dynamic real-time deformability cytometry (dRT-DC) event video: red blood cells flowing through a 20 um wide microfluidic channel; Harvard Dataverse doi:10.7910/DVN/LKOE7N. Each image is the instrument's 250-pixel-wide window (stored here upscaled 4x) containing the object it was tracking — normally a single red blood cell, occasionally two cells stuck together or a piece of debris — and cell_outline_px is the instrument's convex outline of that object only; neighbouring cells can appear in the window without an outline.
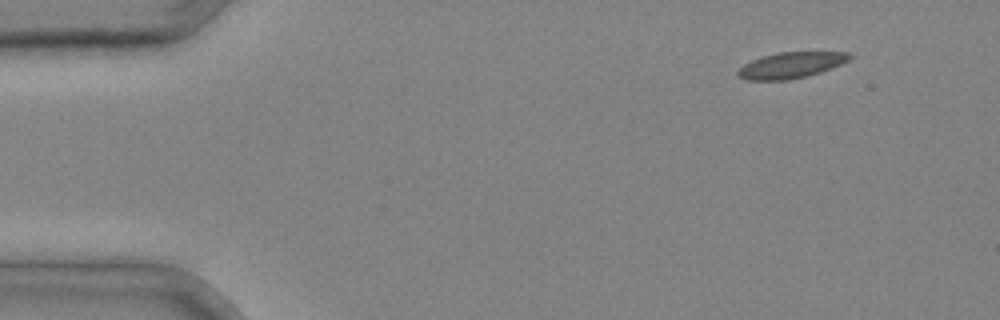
{"species": "common noctule bat (a hibernating species)", "species_latin": "Nyctalus noctula", "temperature_condition": "cold", "stored_images_in_passage": 3, "camera_frame_rate_fps": 3000, "um_per_image_px": 0.085, "animal": {"sex": "male", "body_mass_g": 20.4}, "frame": {"image": 1, "passage_image": 1, "time_ms": 0.0, "image_size_px": [1000, 320], "cell_outline_px": [[852, 56], [848, 60], [832, 68], [820, 72], [788, 80], [748, 80], [736, 76], [736, 72], [744, 64], [752, 60], [764, 56], [780, 52], [848, 52]], "centroid_in_image_um": [67.2, 5.54], "position_along_channel_um": 17.8, "area_um2": 16.7}}